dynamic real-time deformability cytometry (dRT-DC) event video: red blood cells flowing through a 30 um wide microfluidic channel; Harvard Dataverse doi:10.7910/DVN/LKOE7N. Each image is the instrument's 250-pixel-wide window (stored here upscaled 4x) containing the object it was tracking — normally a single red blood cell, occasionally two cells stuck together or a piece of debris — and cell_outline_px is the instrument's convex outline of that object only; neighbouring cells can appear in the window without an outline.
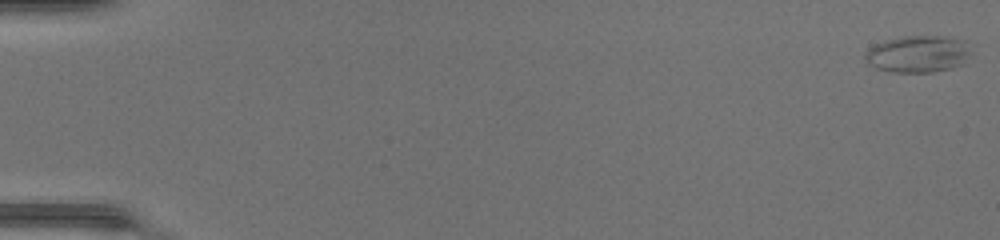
{"species": "common noctule bat (a hibernating species)", "species_latin": "Nyctalus noctula", "temperature_condition": "warm", "stored_images_in_passage": 49, "camera_frame_rate_fps": 3000, "um_per_image_px": 0.085, "animal": {"sex": "female", "body_mass_g": 17.0, "forearm_length_mm": 48.0}, "frame": {"image": 1, "passage_image": 1, "time_ms": 0.0, "image_size_px": [1000, 240], "cell_outline_px": [[972, 52], [964, 64], [952, 68], [932, 72], [892, 72], [876, 68], [868, 64], [864, 56], [868, 48], [884, 40], [904, 36], [940, 36], [964, 40]], "centroid_in_image_um": [78.04, 4.59], "position_along_channel_um": 7.0, "area_um2": 22.95}}
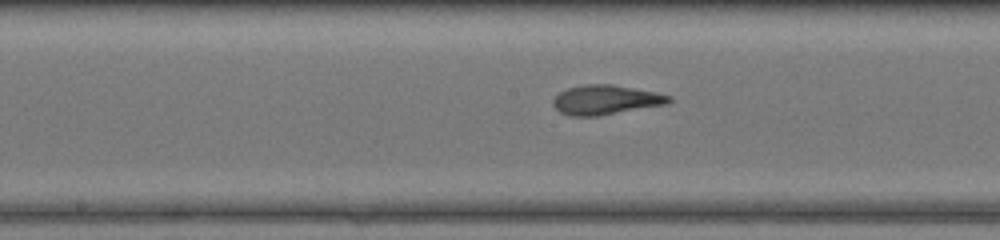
{"frame": {"image": 2, "passage_image": 27, "time_ms": 8.667, "image_size_px": [1000, 240], "cell_outline_px": [[672, 100], [668, 104], [596, 116], [572, 116], [560, 112], [552, 104], [552, 100], [560, 92], [568, 88], [584, 84], [612, 84], [656, 92], [672, 96]], "centroid_in_image_um": [51.5, 8.48], "position_along_channel_um": 196.7, "area_um2": 19.88}}
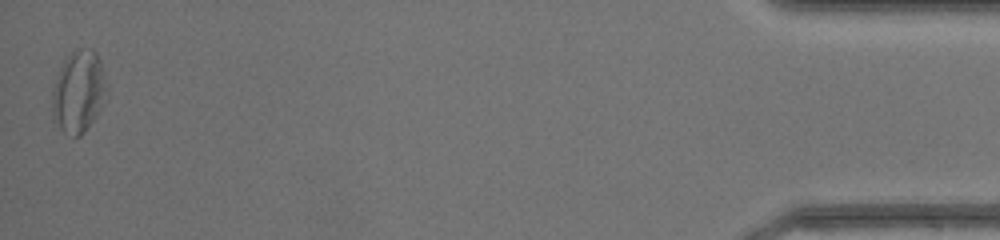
{"frame": {"image": 3, "passage_image": 49, "time_ms": 16.0, "image_size_px": [1000, 240], "cell_outline_px": [[104, 72], [96, 112], [92, 120], [84, 132], [80, 136], [72, 136], [64, 132], [52, 112], [52, 88], [56, 76], [64, 60], [72, 52], [92, 48], [96, 52], [100, 60]], "centroid_in_image_um": [6.58, 7.75], "position_along_channel_um": 428.6, "area_um2": 24.28}, "authors_computed_cell_mechanics": {"area_um2": 20.3456, "velocity_mm_per_s": 4.3648, "shape_relaxation_time_tau1_ms": 5.5507, "shape_relaxation_time_tau2_ms": 1.7865, "deformation_change_tau1": 0.2152, "deformation_change_tau2": 0.1025}}